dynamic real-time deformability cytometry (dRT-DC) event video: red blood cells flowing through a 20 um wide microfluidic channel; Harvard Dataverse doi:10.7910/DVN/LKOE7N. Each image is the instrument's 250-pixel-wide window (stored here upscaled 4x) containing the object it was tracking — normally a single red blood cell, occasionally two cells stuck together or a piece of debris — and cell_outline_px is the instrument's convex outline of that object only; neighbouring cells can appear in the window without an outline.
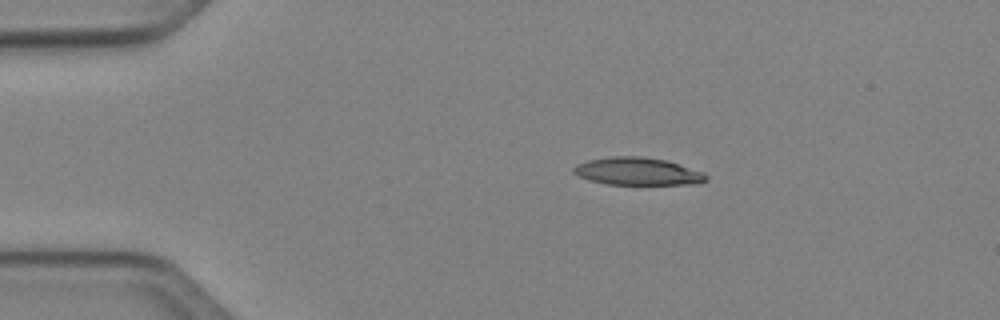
{"species": "Egyptian fruit bat (a non-hibernating species)", "species_latin": "Rousettus aegyptiacus", "temperature_condition": "cold", "stored_images_in_passage": 34, "camera_frame_rate_fps": 3000, "um_per_image_px": 0.085, "animal": {"sex": "female"}, "frame": {"image": 1, "passage_image": 1, "time_ms": 0.0, "image_size_px": [1000, 320], "cell_outline_px": [[708, 180], [700, 184], [604, 184], [588, 180], [572, 172], [572, 168], [576, 164], [588, 160], [612, 156], [640, 156], [664, 160], [704, 172], [708, 176]], "centroid_in_image_um": [54.19, 14.57], "position_along_channel_um": 30.8, "area_um2": 21.33}}
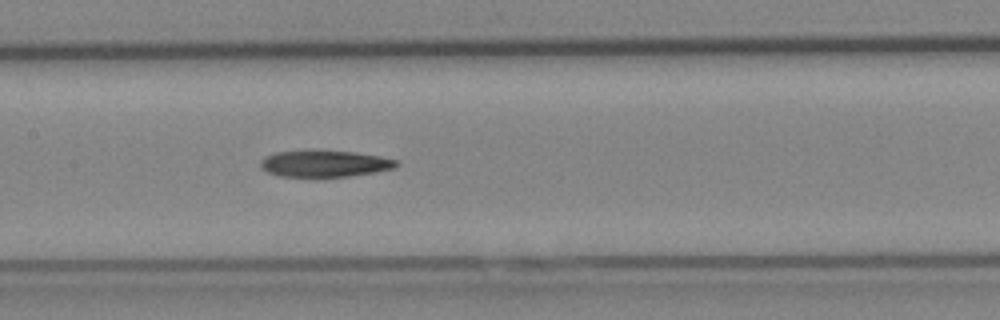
{"frame": {"image": 2, "passage_image": 16, "time_ms": 5.0, "image_size_px": [1000, 320], "cell_outline_px": [[400, 164], [392, 168], [372, 172], [348, 176], [280, 176], [268, 172], [260, 168], [260, 160], [264, 156], [276, 152], [352, 152], [380, 156], [396, 160]], "centroid_in_image_um": [27.56, 13.92], "position_along_channel_um": 179.8, "area_um2": 20.23}}
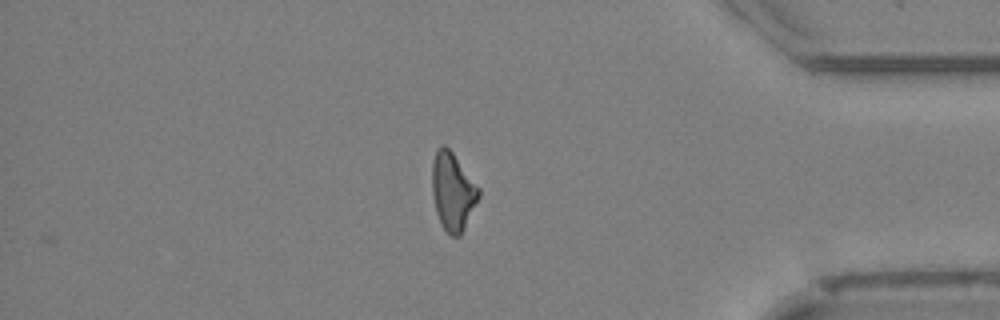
{"frame": {"image": 3, "passage_image": 34, "time_ms": 11.0, "image_size_px": [1000, 320], "cell_outline_px": [[480, 196], [460, 236], [452, 236], [440, 224], [436, 212], [432, 192], [432, 164], [436, 148], [440, 144], [444, 144], [452, 152], [480, 188]], "centroid_in_image_um": [38.47, 16.25], "position_along_channel_um": 396.7, "area_um2": 21.1}, "authors_computed_cell_mechanics": {"area_um2": 21.5883, "velocity_mm_per_s": 4.0841, "shape_relaxation_time_tau1_ms": 11.333, "shape_relaxation_time_tau2_ms": null, "deformation_change_tau1": 0.2606, "deformation_change_tau2": null}}